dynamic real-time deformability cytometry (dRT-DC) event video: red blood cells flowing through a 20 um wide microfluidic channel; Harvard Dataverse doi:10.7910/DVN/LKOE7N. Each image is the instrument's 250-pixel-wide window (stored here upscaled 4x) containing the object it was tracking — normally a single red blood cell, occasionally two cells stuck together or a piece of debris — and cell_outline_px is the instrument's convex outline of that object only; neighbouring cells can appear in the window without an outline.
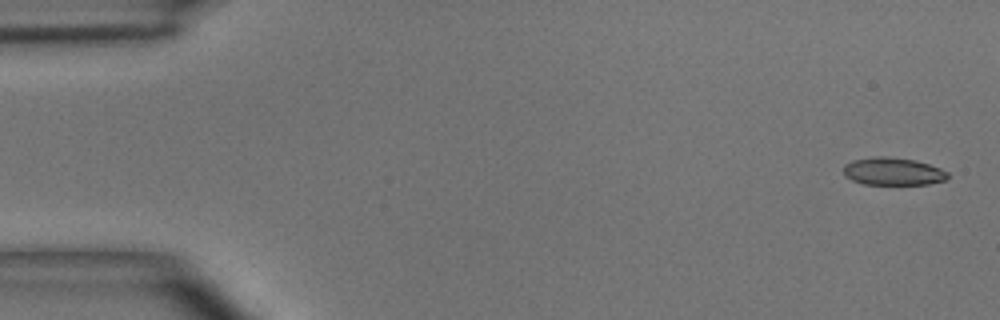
{"species": "common noctule bat (a hibernating species)", "species_latin": "Nyctalus noctula", "temperature_condition": "room temperature", "stored_images_in_passage": 8, "camera_frame_rate_fps": 3000, "um_per_image_px": 0.085, "animal": {"sex": "male", "body_mass_g": 15.6}, "frame": {"image": 1, "passage_image": 1, "time_ms": 0.0, "image_size_px": [1000, 320], "cell_outline_px": [[948, 176], [944, 180], [928, 184], [864, 184], [852, 180], [844, 176], [844, 164], [852, 160], [872, 156], [888, 156], [916, 160], [940, 168], [948, 172]], "centroid_in_image_um": [75.87, 14.55], "position_along_channel_um": 9.1, "area_um2": 16.88}}